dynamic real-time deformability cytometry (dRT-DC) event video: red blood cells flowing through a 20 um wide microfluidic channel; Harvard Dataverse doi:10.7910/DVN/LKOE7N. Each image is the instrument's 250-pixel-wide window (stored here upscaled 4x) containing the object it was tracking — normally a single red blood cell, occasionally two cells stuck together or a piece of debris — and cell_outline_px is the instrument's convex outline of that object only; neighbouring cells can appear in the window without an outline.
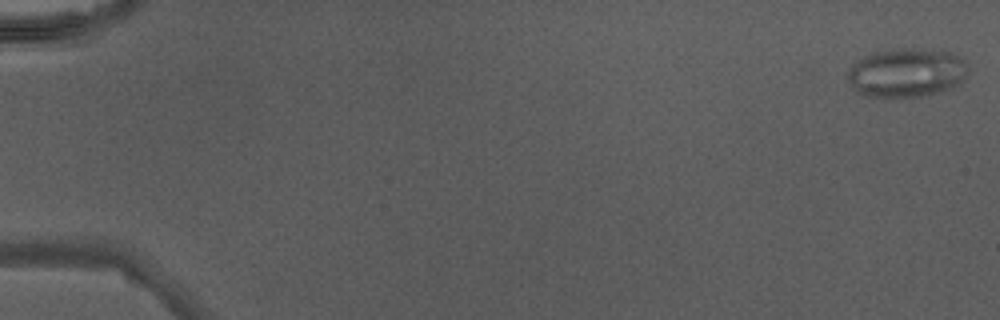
{"species": "Egyptian fruit bat (a non-hibernating species)", "species_latin": "Rousettus aegyptiacus", "temperature_condition": "warm", "stored_images_in_passage": 47, "camera_frame_rate_fps": 3000, "um_per_image_px": 0.085, "animal": {"sex": "male"}, "frame": {"image": 1, "passage_image": 1, "time_ms": 0.0, "image_size_px": [1000, 320], "cell_outline_px": [[968, 72], [960, 84], [952, 88], [924, 96], [888, 100], [860, 96], [852, 88], [848, 80], [848, 68], [852, 64], [864, 56], [876, 52], [904, 48], [908, 48], [952, 52], [964, 60]], "centroid_in_image_um": [77.01, 6.24], "position_along_channel_um": 8.0, "area_um2": 35.2}}
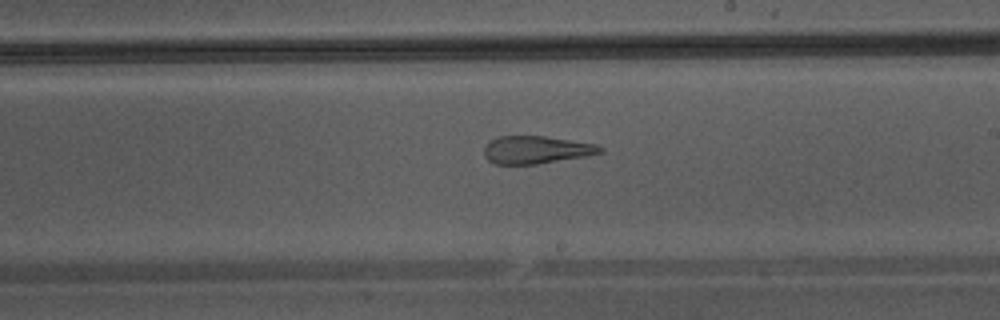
{"frame": {"image": 2, "passage_image": 29, "time_ms": 9.333, "image_size_px": [1000, 320], "cell_outline_px": [[604, 152], [588, 156], [536, 164], [496, 164], [488, 160], [484, 156], [484, 148], [496, 136], [544, 136], [596, 144], [604, 148]], "centroid_in_image_um": [45.6, 12.73], "position_along_channel_um": 243.4, "area_um2": 18.73}}
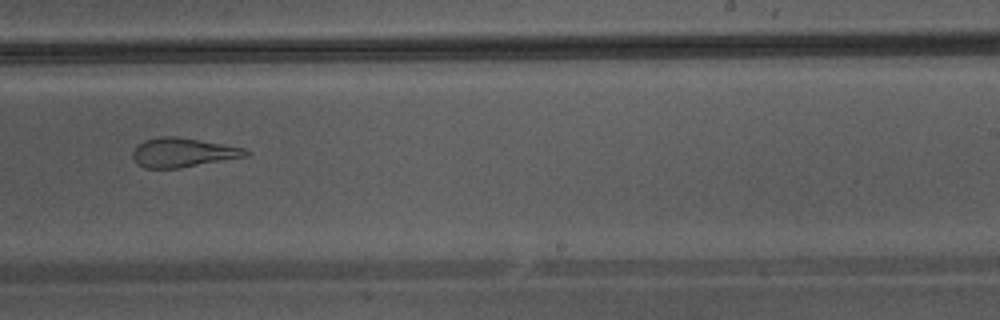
{"frame": {"image": 3, "passage_image": 31, "time_ms": 10.0, "image_size_px": [1000, 320], "cell_outline_px": [[252, 152], [248, 156], [180, 168], [144, 168], [136, 164], [132, 156], [132, 152], [144, 140], [160, 136], [176, 136], [244, 148]], "centroid_in_image_um": [15.54, 12.97], "position_along_channel_um": 273.5, "area_um2": 19.19}}